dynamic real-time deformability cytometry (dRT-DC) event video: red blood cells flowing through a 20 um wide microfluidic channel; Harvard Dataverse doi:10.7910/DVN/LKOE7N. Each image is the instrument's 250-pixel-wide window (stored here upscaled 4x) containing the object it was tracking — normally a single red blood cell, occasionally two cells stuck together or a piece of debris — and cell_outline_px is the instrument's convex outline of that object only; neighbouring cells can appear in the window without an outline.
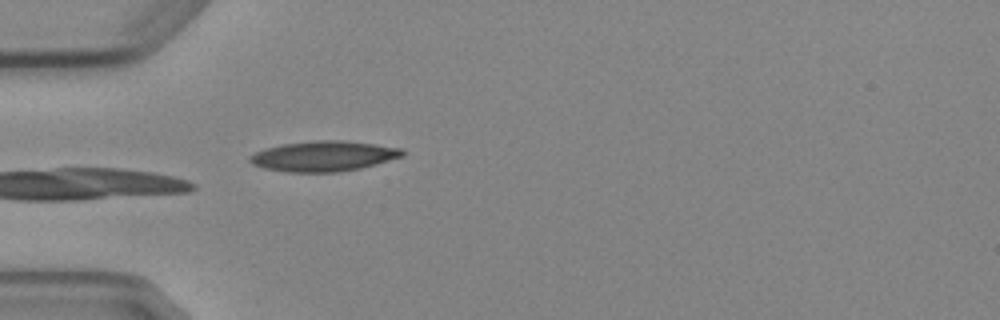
{"species": "Egyptian fruit bat (a non-hibernating species)", "species_latin": "Rousettus aegyptiacus", "temperature_condition": "cold", "stored_images_in_passage": 3, "camera_frame_rate_fps": 3000, "um_per_image_px": 0.085, "animal": {"sex": "female"}, "frame": {"image": 1, "passage_image": 3, "time_ms": 3.333, "image_size_px": [1000, 320], "cell_outline_px": [[404, 156], [376, 164], [360, 168], [340, 172], [288, 172], [264, 168], [252, 164], [248, 160], [248, 156], [264, 148], [284, 144], [316, 140], [344, 140], [404, 148]], "centroid_in_image_um": [27.52, 13.27], "position_along_channel_um": 57.5, "area_um2": 27.05}}